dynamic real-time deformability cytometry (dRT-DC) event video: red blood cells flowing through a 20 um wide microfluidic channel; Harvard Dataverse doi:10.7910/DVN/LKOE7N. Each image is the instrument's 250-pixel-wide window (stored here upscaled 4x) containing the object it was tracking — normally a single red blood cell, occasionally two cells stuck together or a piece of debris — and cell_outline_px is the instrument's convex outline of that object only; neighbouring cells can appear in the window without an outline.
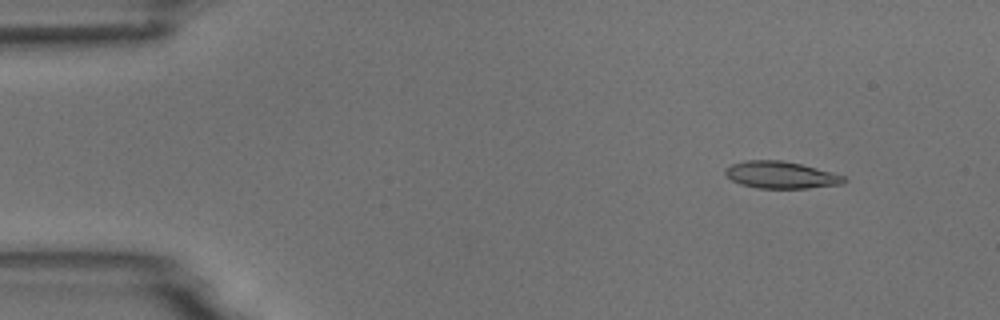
{"species": "common noctule bat (a hibernating species)", "species_latin": "Nyctalus noctula", "temperature_condition": "room temperature", "stored_images_in_passage": 4, "camera_frame_rate_fps": 3000, "um_per_image_px": 0.085, "animal": {"sex": "male", "body_mass_g": 18.8}, "frame": {"image": 1, "passage_image": 2, "time_ms": 1.0, "image_size_px": [1000, 320], "cell_outline_px": [[848, 180], [844, 184], [808, 188], [760, 188], [740, 184], [732, 180], [724, 172], [724, 168], [732, 164], [748, 160], [780, 160], [800, 164], [832, 172], [844, 176]], "centroid_in_image_um": [66.4, 14.87], "position_along_channel_um": 18.6, "area_um2": 18.61}}
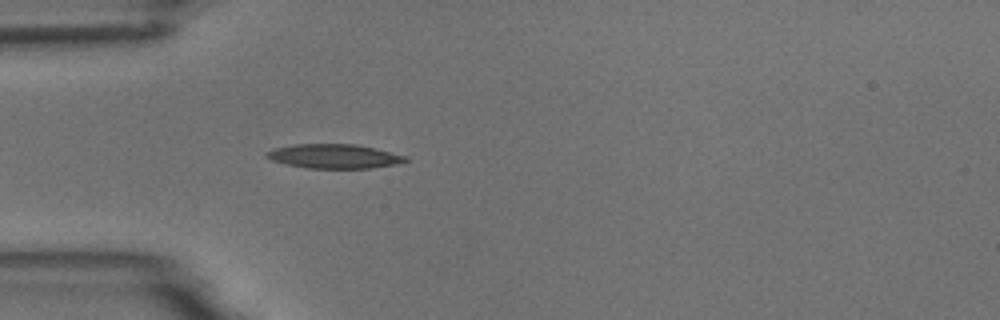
{"frame": {"image": 2, "passage_image": 4, "time_ms": 4.333, "image_size_px": [1000, 320], "cell_outline_px": [[408, 160], [396, 164], [372, 168], [308, 168], [288, 164], [272, 160], [264, 156], [264, 152], [272, 148], [292, 144], [356, 144], [376, 148], [408, 156]], "centroid_in_image_um": [28.39, 13.27], "position_along_channel_um": 56.6, "area_um2": 19.77}}